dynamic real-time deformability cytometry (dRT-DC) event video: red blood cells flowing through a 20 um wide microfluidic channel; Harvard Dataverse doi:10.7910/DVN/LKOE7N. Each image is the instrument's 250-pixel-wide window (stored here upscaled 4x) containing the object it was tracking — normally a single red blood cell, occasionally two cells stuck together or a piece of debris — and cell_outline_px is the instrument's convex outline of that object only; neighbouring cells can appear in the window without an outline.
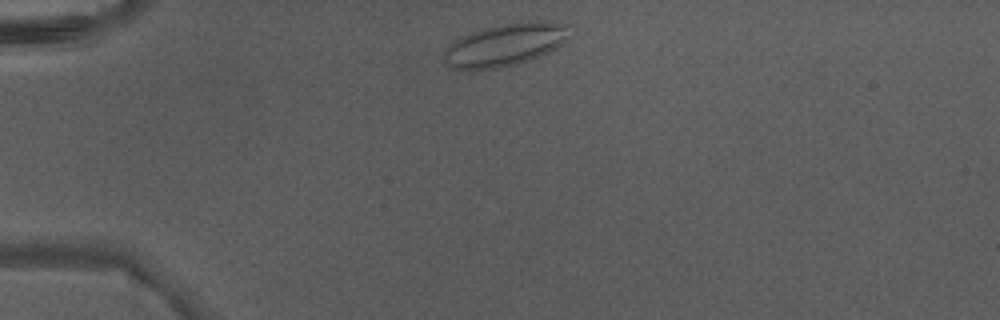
{"species": "Egyptian fruit bat (a non-hibernating species)", "species_latin": "Rousettus aegyptiacus", "temperature_condition": "warm", "stored_images_in_passage": 37, "camera_frame_rate_fps": 3000, "um_per_image_px": 0.085, "animal": {"sex": "male"}, "frame": {"image": 1, "passage_image": 2, "time_ms": 0.333, "image_size_px": [1000, 320], "cell_outline_px": [[572, 36], [568, 40], [556, 48], [540, 56], [516, 64], [500, 68], [476, 72], [452, 68], [444, 60], [444, 52], [460, 36], [484, 28], [500, 24], [520, 20], [544, 20], [568, 24]], "centroid_in_image_um": [42.99, 3.8], "position_along_channel_um": 42.0, "area_um2": 31.96}}
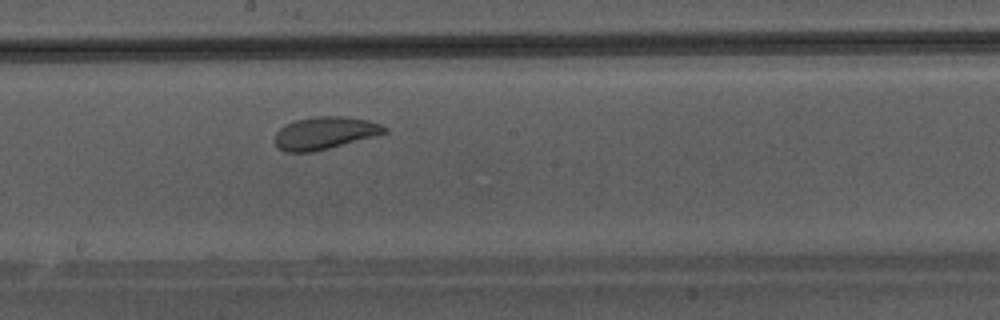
{"frame": {"image": 2, "passage_image": 17, "time_ms": 5.333, "image_size_px": [1000, 320], "cell_outline_px": [[388, 132], [376, 136], [312, 152], [284, 152], [276, 148], [272, 140], [276, 132], [284, 124], [296, 120], [312, 116], [344, 116], [368, 120], [380, 124], [388, 128]], "centroid_in_image_um": [27.55, 11.31], "position_along_channel_um": 220.6, "area_um2": 21.1}}
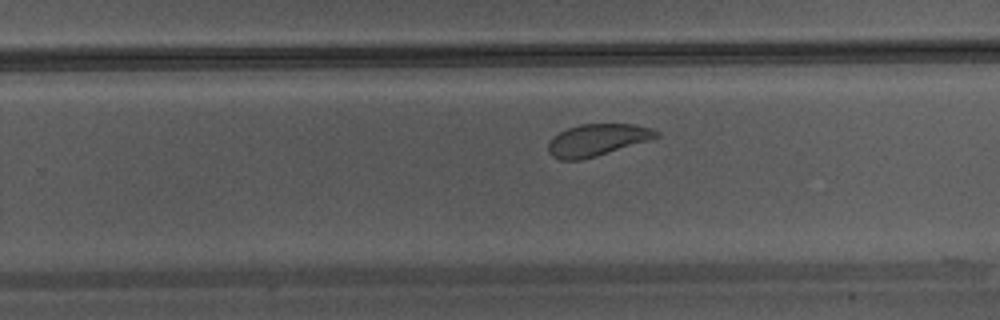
{"frame": {"image": 3, "passage_image": 21, "time_ms": 6.667, "image_size_px": [1000, 320], "cell_outline_px": [[660, 136], [648, 140], [596, 156], [580, 160], [560, 160], [552, 156], [548, 152], [548, 144], [552, 136], [568, 128], [580, 124], [632, 124], [652, 128], [660, 132]], "centroid_in_image_um": [50.74, 11.89], "position_along_channel_um": 279.1, "area_um2": 20.0}}